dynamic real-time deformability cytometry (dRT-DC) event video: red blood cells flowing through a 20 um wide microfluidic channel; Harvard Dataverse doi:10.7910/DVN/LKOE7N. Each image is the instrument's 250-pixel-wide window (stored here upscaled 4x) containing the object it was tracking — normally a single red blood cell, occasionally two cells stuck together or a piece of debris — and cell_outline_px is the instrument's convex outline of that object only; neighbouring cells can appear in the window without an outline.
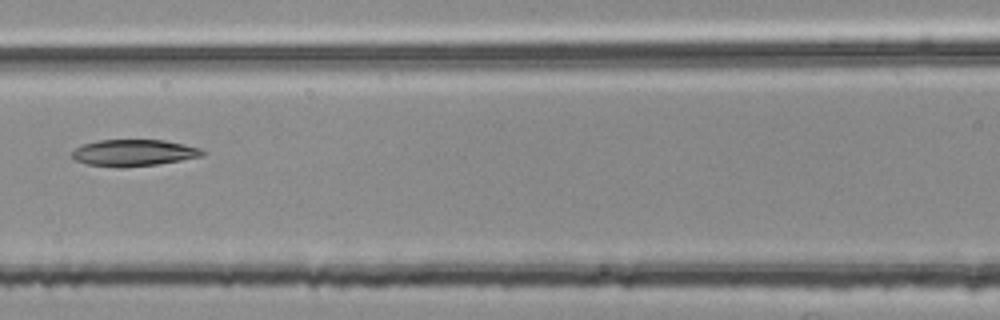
{"species": "common noctule bat (a hibernating species)", "species_latin": "Nyctalus noctula", "temperature_condition": "room temperature", "stored_images_in_passage": 6, "camera_frame_rate_fps": 3000, "um_per_image_px": 0.085, "animal": {"sex": "female", "body_mass_g": 25.1}, "frame": {"image": 1, "passage_image": 6, "time_ms": 1.667, "image_size_px": [1000, 320], "cell_outline_px": [[208, 152], [204, 156], [156, 164], [124, 168], [120, 168], [88, 164], [76, 160], [72, 156], [72, 152], [76, 148], [84, 144], [100, 140], [164, 140], [184, 144], [200, 148]], "centroid_in_image_um": [11.41, 12.99], "position_along_channel_um": 155.2, "area_um2": 20.17}}